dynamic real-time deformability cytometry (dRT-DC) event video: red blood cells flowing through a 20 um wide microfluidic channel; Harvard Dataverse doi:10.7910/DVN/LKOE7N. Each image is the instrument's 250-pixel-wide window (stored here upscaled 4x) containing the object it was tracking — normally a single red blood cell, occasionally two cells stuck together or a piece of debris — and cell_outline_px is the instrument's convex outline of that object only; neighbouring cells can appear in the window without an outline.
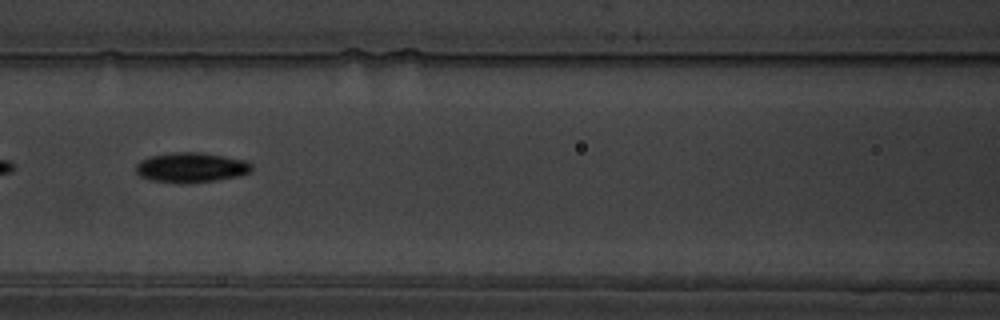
{"species": "common noctule bat (a hibernating species)", "species_latin": "Nyctalus noctula", "temperature_condition": "warm", "stored_images_in_passage": 40, "camera_frame_rate_fps": 3000, "um_per_image_px": 0.085, "animal": {"sex": "male", "body_mass_g": 19.5, "forearm_length_mm": 54.6}, "frame": {"image": 1, "passage_image": 8, "time_ms": 2.333, "image_size_px": [1000, 320], "cell_outline_px": [[252, 172], [240, 176], [216, 180], [188, 184], [180, 184], [152, 180], [140, 176], [136, 172], [136, 164], [140, 160], [152, 156], [176, 152], [200, 152], [224, 156], [244, 160], [252, 164]], "centroid_in_image_um": [16.26, 14.25], "position_along_channel_um": 150.3, "area_um2": 20.35}}
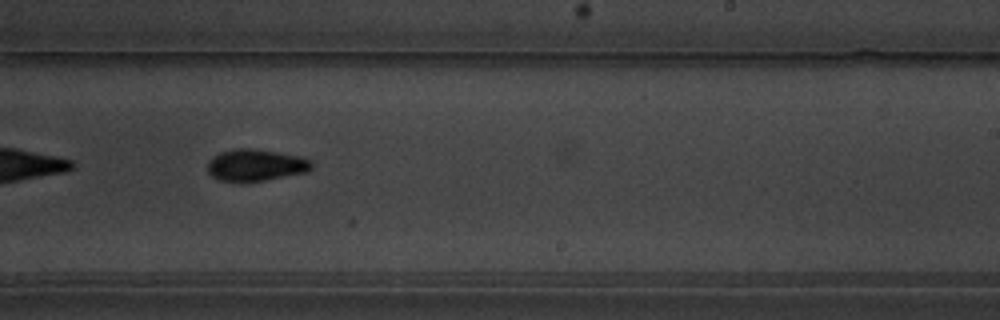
{"frame": {"image": 2, "passage_image": 18, "time_ms": 5.667, "image_size_px": [1000, 320], "cell_outline_px": [[312, 168], [308, 172], [264, 180], [220, 180], [212, 176], [208, 172], [208, 160], [212, 156], [220, 152], [236, 148], [248, 148], [276, 152], [300, 156], [312, 160]], "centroid_in_image_um": [21.75, 14.01], "position_along_channel_um": 267.3, "area_um2": 19.02}}
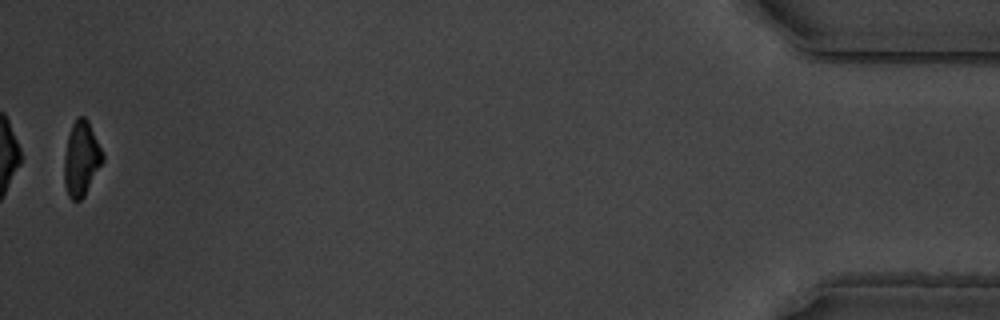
{"frame": {"image": 3, "passage_image": 39, "time_ms": 12.667, "image_size_px": [1000, 320], "cell_outline_px": [[104, 160], [84, 196], [80, 200], [72, 200], [68, 196], [64, 184], [64, 156], [68, 136], [72, 124], [76, 116], [84, 116], [88, 120], [104, 156]], "centroid_in_image_um": [6.9, 13.48], "position_along_channel_um": 428.3, "area_um2": 16.7}, "authors_computed_cell_mechanics": {"area_um2": 18.7561, "velocity_mm_per_s": 3.5253, "shape_relaxation_time_tau1_ms": 3.1189, "shape_relaxation_time_tau2_ms": 4.987, "deformation_change_tau1": 0.1525, "deformation_change_tau2": 0.0865}}